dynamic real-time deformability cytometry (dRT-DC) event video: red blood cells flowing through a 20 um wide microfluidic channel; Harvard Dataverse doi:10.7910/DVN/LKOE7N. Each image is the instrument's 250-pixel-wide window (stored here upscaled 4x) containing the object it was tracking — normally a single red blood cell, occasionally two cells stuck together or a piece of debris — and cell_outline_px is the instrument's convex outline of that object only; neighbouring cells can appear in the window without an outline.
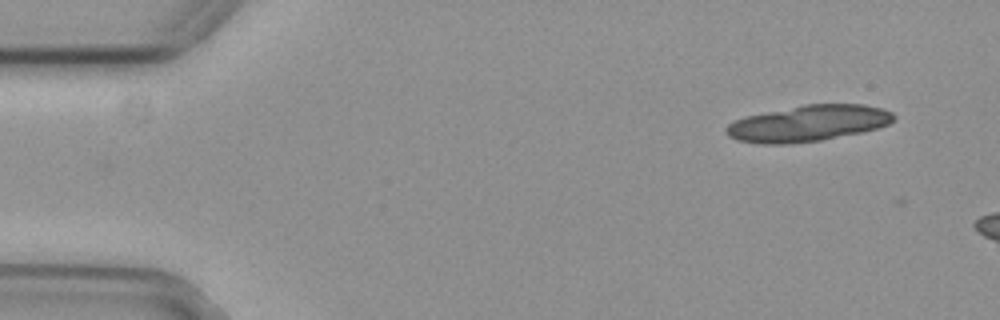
{"species": "common noctule bat (a hibernating species)", "species_latin": "Nyctalus noctula", "temperature_condition": "cold", "stored_images_in_passage": 7, "camera_frame_rate_fps": 3000, "um_per_image_px": 0.085, "animal": {"sex": "female", "body_mass_g": 29.2, "forearm_length_mm": 56.3}, "frame": {"image": 1, "passage_image": 1, "time_ms": 0.0, "image_size_px": [1000, 320], "cell_outline_px": [[896, 120], [888, 124], [876, 128], [860, 132], [820, 140], [788, 144], [760, 144], [736, 140], [728, 136], [724, 132], [724, 128], [728, 124], [744, 116], [804, 104], [864, 104], [880, 108], [892, 112], [896, 116]], "centroid_in_image_um": [68.65, 10.48], "position_along_channel_um": 16.3, "area_um2": 35.37}}